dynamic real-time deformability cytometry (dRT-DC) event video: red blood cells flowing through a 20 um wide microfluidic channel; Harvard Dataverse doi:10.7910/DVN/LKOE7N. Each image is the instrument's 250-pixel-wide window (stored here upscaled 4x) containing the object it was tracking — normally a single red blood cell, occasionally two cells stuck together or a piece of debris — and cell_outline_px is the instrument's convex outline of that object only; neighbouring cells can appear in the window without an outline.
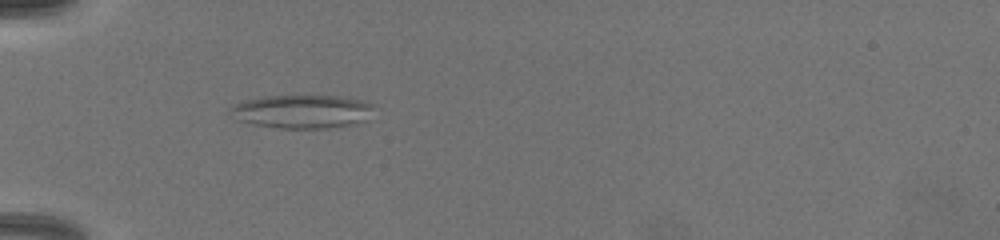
{"species": "common noctule bat (a hibernating species)", "species_latin": "Nyctalus noctula", "temperature_condition": "warm", "stored_images_in_passage": 27, "camera_frame_rate_fps": 3000, "um_per_image_px": 0.085, "animal": {"sex": "female", "body_mass_g": 19.5, "forearm_length_mm": 54.1}, "frame": {"image": 1, "passage_image": 1, "time_ms": 0.0, "image_size_px": [1000, 240], "cell_outline_px": [[376, 104], [368, 120], [352, 124], [328, 128], [280, 128], [252, 124], [236, 120], [228, 108], [232, 104], [244, 100], [264, 96], [340, 96], [360, 100]], "centroid_in_image_um": [25.68, 9.47], "position_along_channel_um": 59.3, "area_um2": 28.26}}
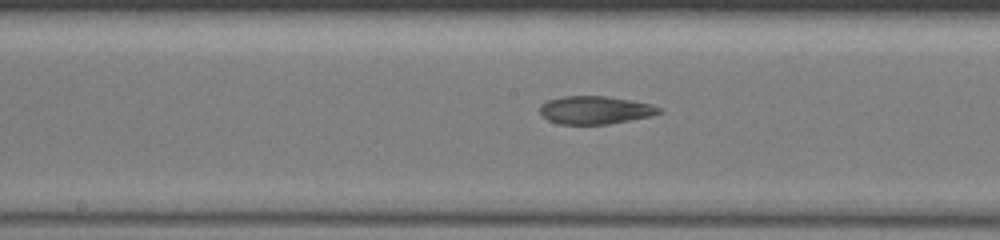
{"frame": {"image": 2, "passage_image": 13, "time_ms": 3.667, "image_size_px": [1000, 240], "cell_outline_px": [[664, 112], [652, 116], [608, 124], [560, 124], [548, 120], [540, 112], [540, 104], [548, 100], [564, 96], [604, 96], [632, 100], [652, 104], [660, 108]], "centroid_in_image_um": [50.62, 9.35], "position_along_channel_um": 197.6, "area_um2": 19.48}}
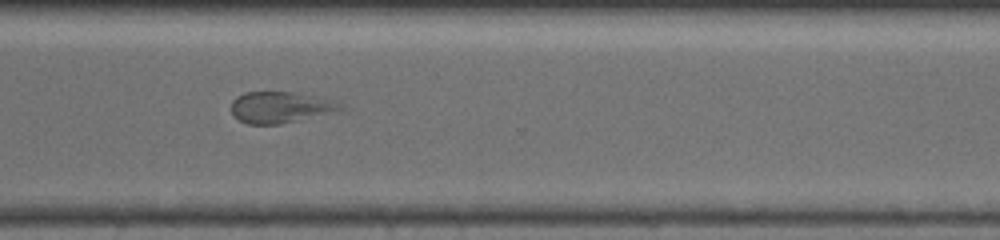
{"frame": {"image": 3, "passage_image": 26, "time_ms": 7.333, "image_size_px": [1000, 240], "cell_outline_px": [[340, 104], [336, 108], [324, 112], [296, 120], [280, 124], [248, 124], [232, 116], [232, 100], [236, 96], [244, 92], [296, 92], [316, 96], [332, 100]], "centroid_in_image_um": [23.64, 9.09], "position_along_channel_um": 347.0, "area_um2": 19.07}}